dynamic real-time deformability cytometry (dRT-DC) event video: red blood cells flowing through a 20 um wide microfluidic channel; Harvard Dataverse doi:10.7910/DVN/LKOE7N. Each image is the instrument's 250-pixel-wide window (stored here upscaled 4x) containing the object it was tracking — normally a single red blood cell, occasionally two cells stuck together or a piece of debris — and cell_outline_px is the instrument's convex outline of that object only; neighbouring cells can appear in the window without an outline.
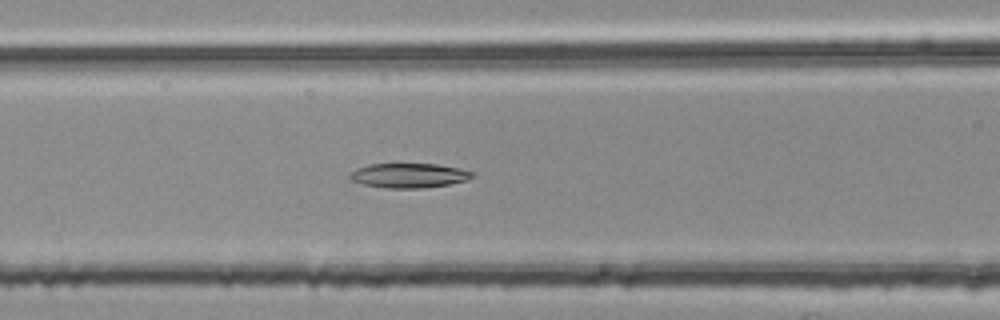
{"species": "common noctule bat (a hibernating species)", "species_latin": "Nyctalus noctula", "temperature_condition": "room temperature", "stored_images_in_passage": 42, "camera_frame_rate_fps": 3000, "um_per_image_px": 0.085, "animal": {"sex": "female", "body_mass_g": 25.1}, "frame": {"image": 1, "passage_image": 11, "time_ms": 3.333, "image_size_px": [1000, 320], "cell_outline_px": [[476, 176], [464, 180], [448, 184], [424, 188], [388, 188], [364, 184], [352, 180], [348, 176], [356, 168], [368, 164], [436, 164], [460, 168], [472, 172]], "centroid_in_image_um": [34.75, 14.91], "position_along_channel_um": 131.8, "area_um2": 17.34}}
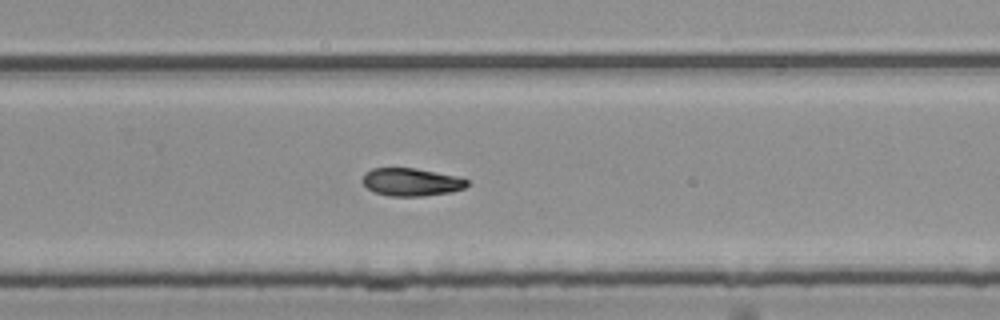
{"frame": {"image": 2, "passage_image": 24, "time_ms": 7.667, "image_size_px": [1000, 320], "cell_outline_px": [[468, 184], [464, 188], [452, 192], [420, 196], [388, 196], [372, 192], [360, 180], [364, 172], [372, 168], [416, 168], [456, 176], [468, 180]], "centroid_in_image_um": [34.91, 15.47], "position_along_channel_um": 294.9, "area_um2": 17.11}}
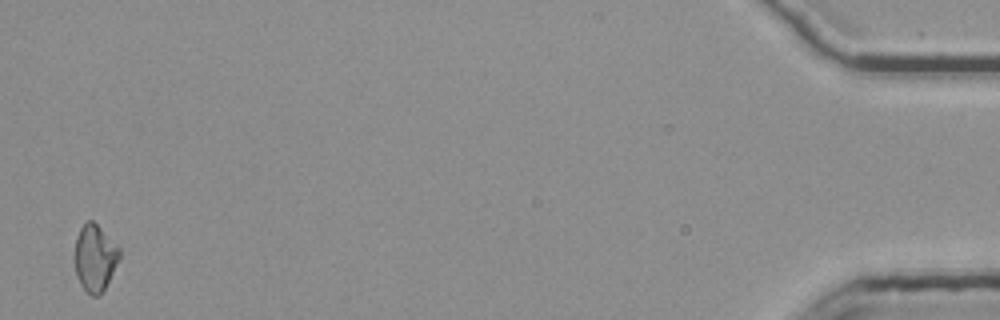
{"frame": {"image": 3, "passage_image": 42, "time_ms": 13.667, "image_size_px": [1000, 320], "cell_outline_px": [[120, 260], [104, 292], [100, 296], [92, 296], [80, 284], [76, 276], [76, 236], [80, 228], [88, 220], [92, 220], [120, 248]], "centroid_in_image_um": [8.1, 21.96], "position_along_channel_um": 427.1, "area_um2": 17.4}, "authors_computed_cell_mechanics": {"area_um2": 17.2822, "velocity_mm_per_s": 3.767, "shape_relaxation_time_tau1_ms": 7.9749, "shape_relaxation_time_tau2_ms": null, "deformation_change_tau1": 0.1881, "deformation_change_tau2": null}}